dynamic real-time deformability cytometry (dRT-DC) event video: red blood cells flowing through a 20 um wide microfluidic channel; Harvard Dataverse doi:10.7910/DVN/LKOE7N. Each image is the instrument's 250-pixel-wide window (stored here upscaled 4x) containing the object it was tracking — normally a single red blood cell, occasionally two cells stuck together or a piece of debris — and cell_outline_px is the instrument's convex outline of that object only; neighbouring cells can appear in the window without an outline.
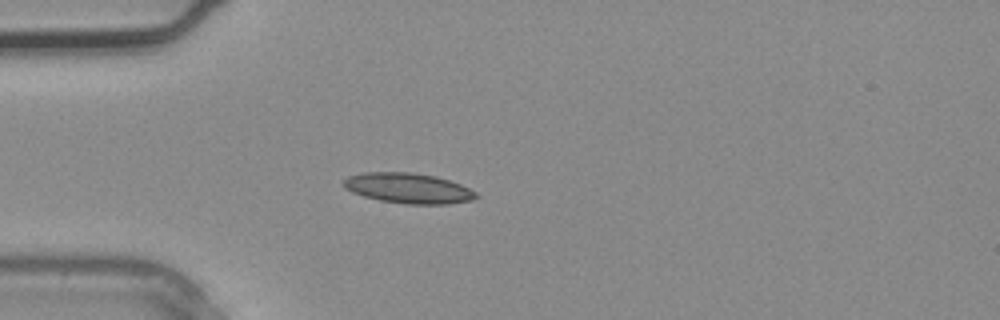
{"species": "common noctule bat (a hibernating species)", "species_latin": "Nyctalus noctula", "temperature_condition": "warm", "stored_images_in_passage": 1, "camera_frame_rate_fps": 3000, "um_per_image_px": 0.085, "animal": {"sex": "male", "body_mass_g": 20.4}, "frame": {"image": 1, "passage_image": 1, "time_ms": 0.0, "image_size_px": [1000, 320], "cell_outline_px": [[480, 196], [472, 200], [448, 204], [408, 204], [380, 200], [364, 196], [352, 192], [344, 188], [344, 180], [348, 176], [364, 172], [412, 172], [436, 176], [460, 184], [476, 192]], "centroid_in_image_um": [34.72, 15.99], "position_along_channel_um": 50.3, "area_um2": 23.35}}